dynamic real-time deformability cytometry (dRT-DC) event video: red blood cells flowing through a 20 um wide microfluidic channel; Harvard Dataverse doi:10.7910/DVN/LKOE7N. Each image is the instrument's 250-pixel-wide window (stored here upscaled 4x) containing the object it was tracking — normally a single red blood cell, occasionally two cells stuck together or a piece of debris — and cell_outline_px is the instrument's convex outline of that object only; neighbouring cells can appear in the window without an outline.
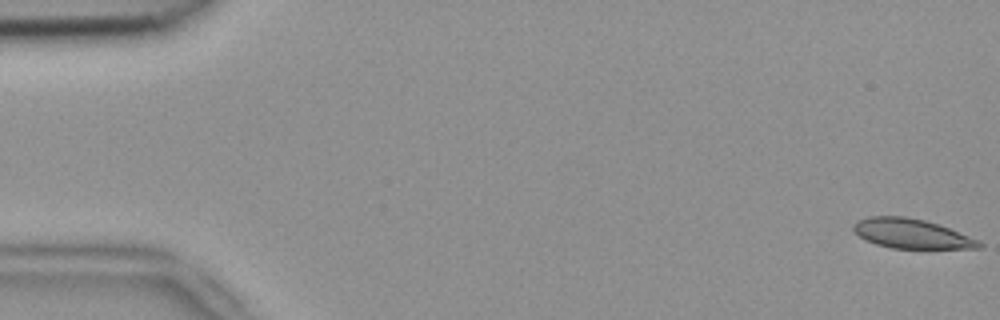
{"species": "common noctule bat (a hibernating species)", "species_latin": "Nyctalus noctula", "temperature_condition": "room temperature", "stored_images_in_passage": 53, "camera_frame_rate_fps": 3000, "um_per_image_px": 0.085, "animal": {"sex": "female", "body_mass_g": 18.4}, "frame": {"image": 1, "passage_image": 1, "time_ms": 0.0, "image_size_px": [1000, 320], "cell_outline_px": [[984, 244], [980, 248], [892, 248], [876, 244], [864, 240], [852, 228], [852, 224], [868, 216], [904, 216], [924, 220], [948, 228], [980, 240]], "centroid_in_image_um": [77.47, 19.86], "position_along_channel_um": 7.5, "area_um2": 21.44}}
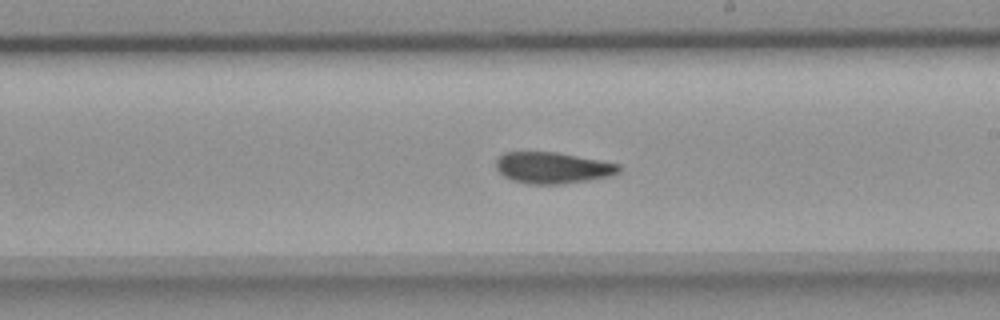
{"frame": {"image": 2, "passage_image": 31, "time_ms": 10.0, "image_size_px": [1000, 320], "cell_outline_px": [[620, 172], [608, 176], [588, 180], [560, 184], [532, 184], [512, 180], [504, 176], [496, 168], [496, 160], [504, 152], [556, 152], [600, 160], [620, 164]], "centroid_in_image_um": [46.97, 14.26], "position_along_channel_um": 242.0, "area_um2": 22.25}}
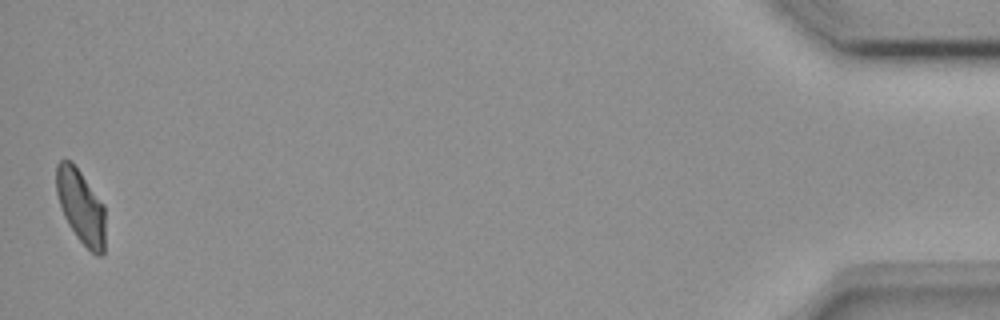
{"frame": {"image": 3, "passage_image": 53, "time_ms": 17.333, "image_size_px": [1000, 320], "cell_outline_px": [[104, 252], [100, 256], [96, 256], [76, 236], [68, 224], [64, 216], [56, 192], [56, 164], [60, 160], [72, 160], [104, 204]], "centroid_in_image_um": [6.87, 17.53], "position_along_channel_um": 428.3, "area_um2": 21.1}, "authors_computed_cell_mechanics": {"area_um2": 22.6576, "velocity_mm_per_s": 3.8129, "shape_relaxation_time_tau1_ms": 10.4261, "shape_relaxation_time_tau2_ms": 4.3893, "deformation_change_tau1": 0.2048, "deformation_change_tau2": 0.0964}}